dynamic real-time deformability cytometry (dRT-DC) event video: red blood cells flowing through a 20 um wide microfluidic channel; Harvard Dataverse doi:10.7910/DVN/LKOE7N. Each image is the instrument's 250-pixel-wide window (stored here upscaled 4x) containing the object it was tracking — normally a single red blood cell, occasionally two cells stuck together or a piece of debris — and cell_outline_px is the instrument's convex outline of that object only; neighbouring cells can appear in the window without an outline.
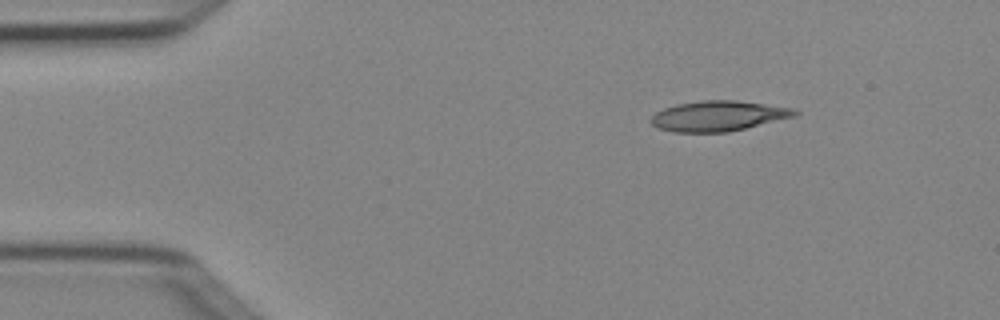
{"species": "Egyptian fruit bat (a non-hibernating species)", "species_latin": "Rousettus aegyptiacus", "temperature_condition": "cold", "stored_images_in_passage": 5, "camera_frame_rate_fps": 3000, "um_per_image_px": 0.085, "animal": {"sex": "female"}, "frame": {"image": 1, "passage_image": 1, "time_ms": 0.0, "image_size_px": [1000, 320], "cell_outline_px": [[800, 112], [796, 116], [728, 132], [676, 132], [660, 128], [652, 124], [648, 120], [656, 112], [664, 108], [676, 104], [700, 100], [736, 100], [792, 108]], "centroid_in_image_um": [61.04, 9.85], "position_along_channel_um": 24.0, "area_um2": 25.26}}
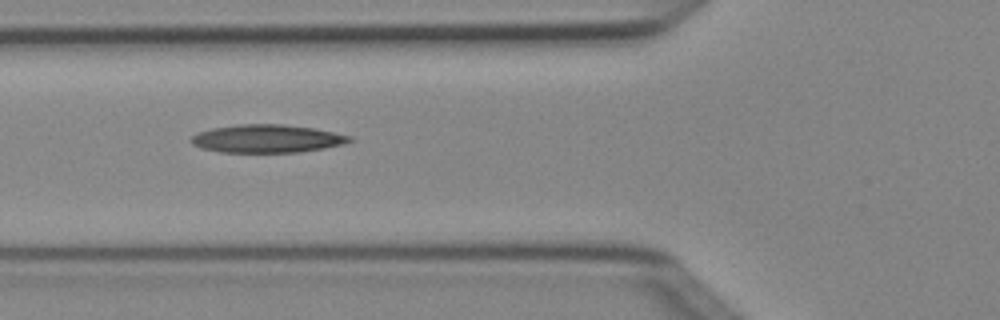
{"frame": {"image": 2, "passage_image": 4, "time_ms": 1.0, "image_size_px": [1000, 320], "cell_outline_px": [[352, 140], [340, 144], [324, 148], [300, 152], [220, 152], [204, 148], [192, 144], [188, 140], [196, 132], [212, 128], [240, 124], [284, 124], [312, 128], [352, 136]], "centroid_in_image_um": [22.64, 11.78], "position_along_channel_um": 103.2, "area_um2": 25.72}}
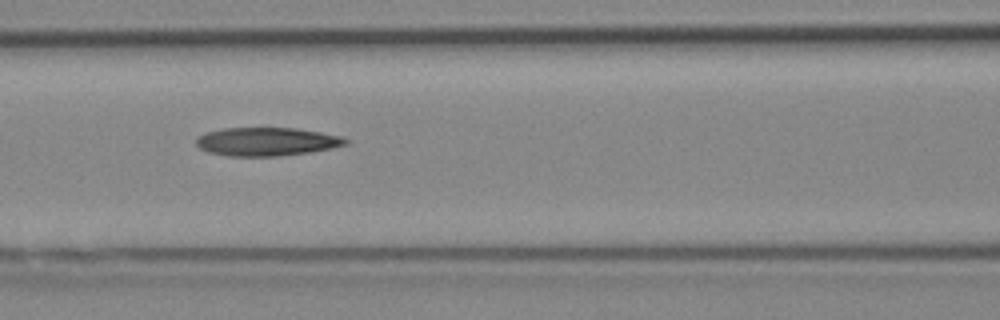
{"frame": {"image": 3, "passage_image": 5, "time_ms": 1.333, "image_size_px": [1000, 320], "cell_outline_px": [[348, 144], [332, 148], [308, 152], [276, 156], [228, 156], [208, 152], [200, 148], [196, 144], [196, 136], [208, 132], [224, 128], [296, 128], [344, 136], [348, 140]], "centroid_in_image_um": [22.68, 12.03], "position_along_channel_um": 143.9, "area_um2": 24.74}}